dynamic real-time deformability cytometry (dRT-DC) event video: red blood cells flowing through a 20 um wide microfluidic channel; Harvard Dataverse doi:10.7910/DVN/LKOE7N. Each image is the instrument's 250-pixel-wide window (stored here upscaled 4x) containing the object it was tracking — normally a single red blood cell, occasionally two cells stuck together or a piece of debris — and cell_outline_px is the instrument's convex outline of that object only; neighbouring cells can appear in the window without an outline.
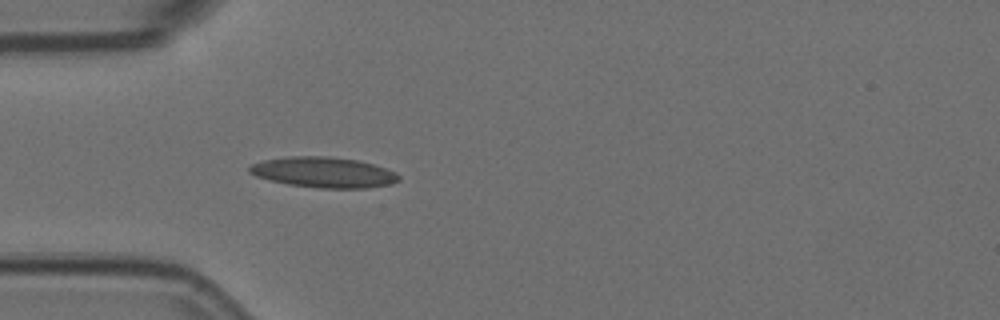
{"species": "Egyptian fruit bat (a non-hibernating species)", "species_latin": "Rousettus aegyptiacus", "temperature_condition": "room temperature", "stored_images_in_passage": 6, "camera_frame_rate_fps": 3000, "um_per_image_px": 0.085, "animal": {"sex": "female"}, "frame": {"image": 1, "passage_image": 1, "time_ms": 0.0, "image_size_px": [1000, 320], "cell_outline_px": [[400, 180], [392, 184], [368, 188], [316, 188], [288, 184], [256, 176], [248, 172], [248, 168], [252, 164], [264, 160], [288, 156], [324, 156], [356, 160], [372, 164], [396, 172], [400, 176]], "centroid_in_image_um": [27.52, 14.65], "position_along_channel_um": 57.5, "area_um2": 26.47}}
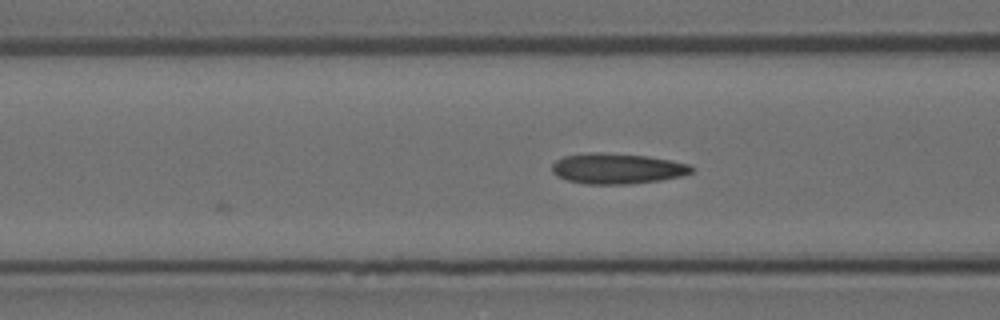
{"frame": {"image": 2, "passage_image": 6, "time_ms": 1.667, "image_size_px": [1000, 320], "cell_outline_px": [[692, 172], [680, 176], [660, 180], [628, 184], [584, 184], [568, 180], [556, 176], [552, 172], [552, 164], [556, 160], [564, 156], [592, 152], [596, 152], [644, 156], [668, 160], [688, 164], [692, 168]], "centroid_in_image_um": [52.39, 14.34], "position_along_channel_um": 114.2, "area_um2": 24.51}}